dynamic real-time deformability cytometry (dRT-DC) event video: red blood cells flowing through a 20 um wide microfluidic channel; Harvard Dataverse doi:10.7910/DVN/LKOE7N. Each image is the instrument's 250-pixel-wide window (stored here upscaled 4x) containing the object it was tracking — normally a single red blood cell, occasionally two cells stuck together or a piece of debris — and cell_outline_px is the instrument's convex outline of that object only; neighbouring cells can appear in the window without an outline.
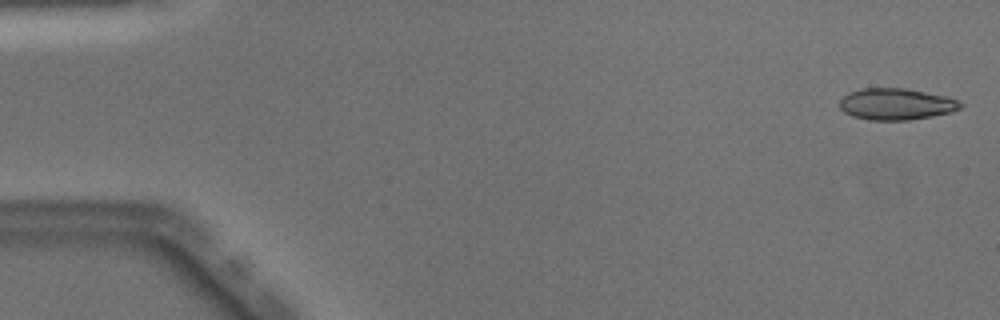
{"species": "Egyptian fruit bat (a non-hibernating species)", "species_latin": "Rousettus aegyptiacus", "temperature_condition": "warm", "stored_images_in_passage": 49, "camera_frame_rate_fps": 3000, "um_per_image_px": 0.085, "animal": {"sex": "male"}, "frame": {"image": 1, "passage_image": 1, "time_ms": 0.0, "image_size_px": [1000, 320], "cell_outline_px": [[964, 104], [960, 108], [952, 112], [932, 116], [908, 120], [868, 120], [852, 116], [844, 112], [840, 108], [840, 100], [848, 92], [860, 88], [904, 88], [948, 96]], "centroid_in_image_um": [76.16, 8.84], "position_along_channel_um": 8.8, "area_um2": 22.31}}
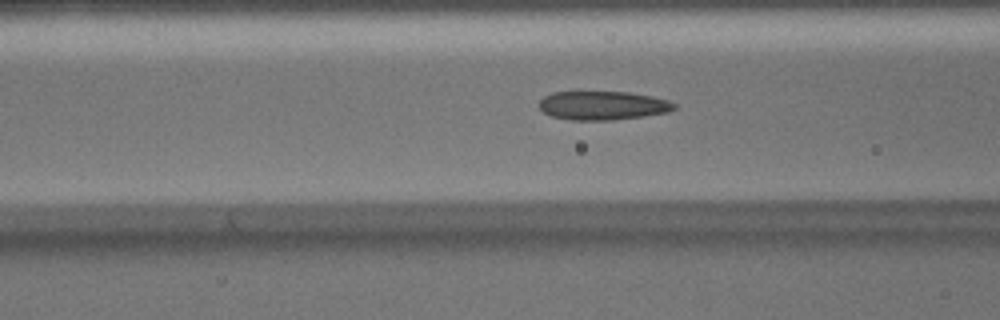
{"frame": {"image": 2, "passage_image": 19, "time_ms": 6.0, "image_size_px": [1000, 320], "cell_outline_px": [[676, 108], [668, 112], [644, 116], [612, 120], [572, 120], [552, 116], [544, 112], [540, 108], [540, 100], [544, 96], [552, 92], [580, 88], [628, 92], [652, 96], [668, 100], [676, 104]], "centroid_in_image_um": [51.19, 8.91], "position_along_channel_um": 115.4, "area_um2": 23.7}}
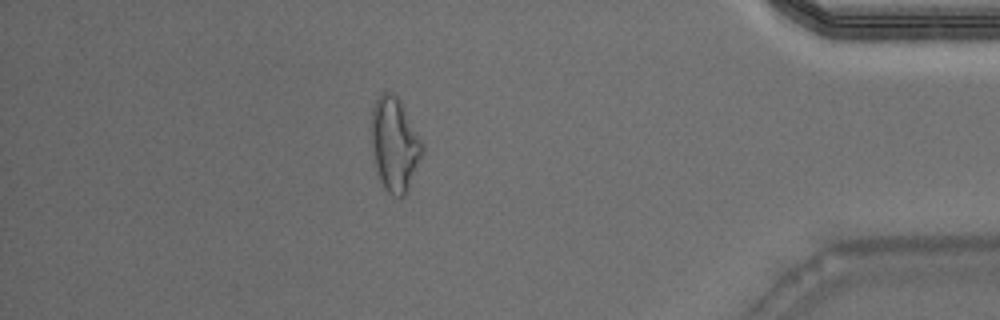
{"frame": {"image": 3, "passage_image": 43, "time_ms": 14.0, "image_size_px": [1000, 320], "cell_outline_px": [[424, 152], [408, 188], [404, 196], [396, 196], [388, 192], [384, 188], [380, 180], [372, 148], [372, 108], [380, 92], [392, 92], [400, 100], [424, 144]], "centroid_in_image_um": [33.56, 12.24], "position_along_channel_um": 401.6, "area_um2": 27.57}, "authors_computed_cell_mechanics": {"area_um2": 22.9466, "velocity_mm_per_s": 4.06, "shape_relaxation_time_tau1_ms": null, "shape_relaxation_time_tau2_ms": 1.9097, "deformation_change_tau1": null, "deformation_change_tau2": 0.1203}}